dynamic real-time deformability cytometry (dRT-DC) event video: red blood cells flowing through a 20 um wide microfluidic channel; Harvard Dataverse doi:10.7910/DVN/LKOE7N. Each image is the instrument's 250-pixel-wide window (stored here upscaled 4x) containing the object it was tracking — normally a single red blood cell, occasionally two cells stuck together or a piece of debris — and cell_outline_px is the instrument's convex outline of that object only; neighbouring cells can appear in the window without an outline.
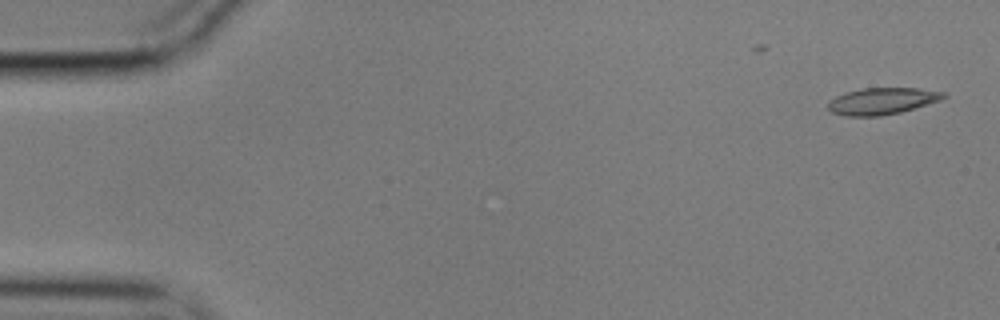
{"species": "common noctule bat (a hibernating species)", "species_latin": "Nyctalus noctula", "temperature_condition": "cold", "stored_images_in_passage": 14, "camera_frame_rate_fps": 3000, "um_per_image_px": 0.085, "animal": {"sex": "male", "body_mass_g": 17.9}, "frame": {"image": 1, "passage_image": 1, "time_ms": 0.0, "image_size_px": [1000, 320], "cell_outline_px": [[948, 96], [940, 100], [900, 112], [880, 116], [844, 116], [832, 112], [828, 108], [828, 100], [844, 92], [860, 88], [920, 88], [948, 92]], "centroid_in_image_um": [74.98, 8.58], "position_along_channel_um": 10.0, "area_um2": 18.15}}
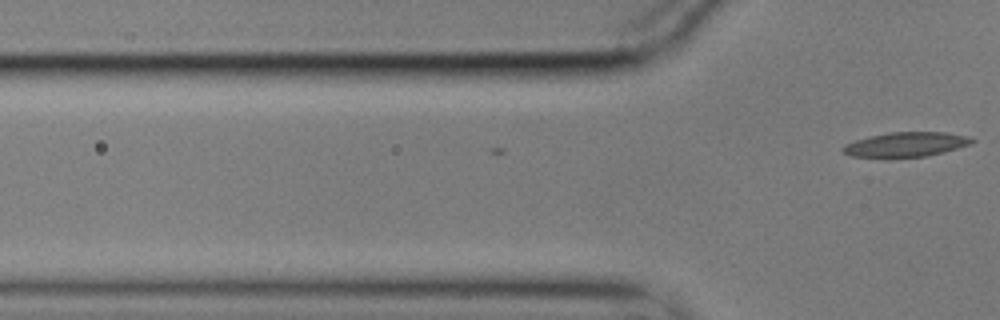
{"frame": {"image": 2, "passage_image": 14, "time_ms": 4.333, "image_size_px": [1000, 320], "cell_outline_px": [[976, 140], [968, 144], [956, 148], [928, 156], [852, 156], [840, 152], [840, 148], [844, 144], [856, 140], [872, 136], [892, 132], [944, 132], [968, 136]], "centroid_in_image_um": [76.98, 12.26], "position_along_channel_um": 48.8, "area_um2": 17.98}}